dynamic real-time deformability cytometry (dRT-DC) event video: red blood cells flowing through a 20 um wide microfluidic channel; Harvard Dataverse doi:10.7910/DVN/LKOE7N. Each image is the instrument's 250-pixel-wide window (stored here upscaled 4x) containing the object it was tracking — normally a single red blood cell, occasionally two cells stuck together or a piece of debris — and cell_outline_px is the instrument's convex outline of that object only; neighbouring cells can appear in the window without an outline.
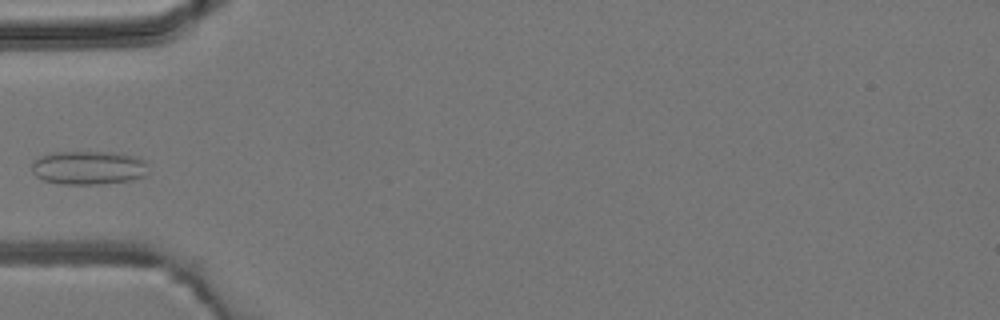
{"species": "common noctule bat (a hibernating species)", "species_latin": "Nyctalus noctula", "temperature_condition": "room temperature", "stored_images_in_passage": 3, "camera_frame_rate_fps": 3000, "um_per_image_px": 0.085, "animal": {"sex": "male", "body_mass_g": 19.2, "forearm_length_mm": 51.8}, "frame": {"image": 1, "passage_image": 3, "time_ms": 2.333, "image_size_px": [1000, 320], "cell_outline_px": [[148, 172], [144, 176], [128, 180], [100, 184], [60, 184], [44, 180], [36, 176], [32, 172], [32, 164], [40, 156], [52, 152], [112, 152], [140, 156], [144, 160]], "centroid_in_image_um": [7.53, 14.24], "position_along_channel_um": 77.5, "area_um2": 22.95}}